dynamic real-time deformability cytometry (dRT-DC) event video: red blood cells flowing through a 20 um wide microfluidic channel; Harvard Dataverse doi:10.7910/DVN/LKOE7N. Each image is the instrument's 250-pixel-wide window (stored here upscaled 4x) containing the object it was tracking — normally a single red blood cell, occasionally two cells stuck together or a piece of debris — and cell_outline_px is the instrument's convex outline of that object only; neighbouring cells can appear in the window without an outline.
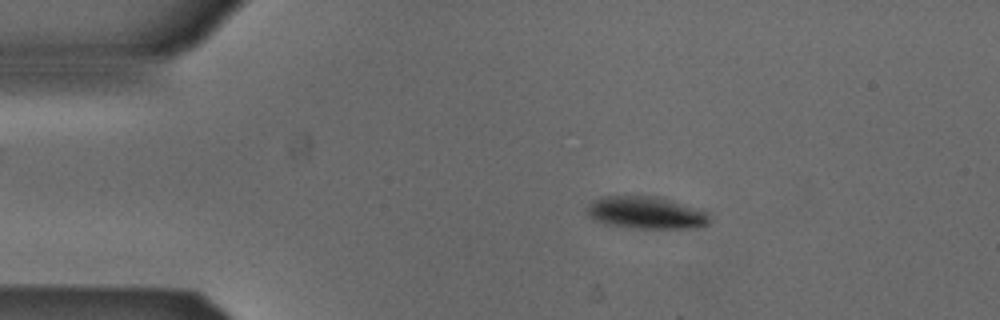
{"species": "Egyptian fruit bat (a non-hibernating species)", "species_latin": "Rousettus aegyptiacus", "temperature_condition": "cold", "stored_images_in_passage": 52, "camera_frame_rate_fps": 3000, "um_per_image_px": 0.085, "animal": {"sex": "male"}, "frame": {"image": 1, "passage_image": 9, "time_ms": 2.667, "image_size_px": [1000, 320], "cell_outline_px": [[712, 220], [708, 224], [696, 228], [636, 228], [604, 224], [588, 216], [584, 208], [588, 204], [600, 196], [656, 196], [672, 200], [712, 212]], "centroid_in_image_um": [54.96, 18.07], "position_along_channel_um": 30.0, "area_um2": 23.64}}
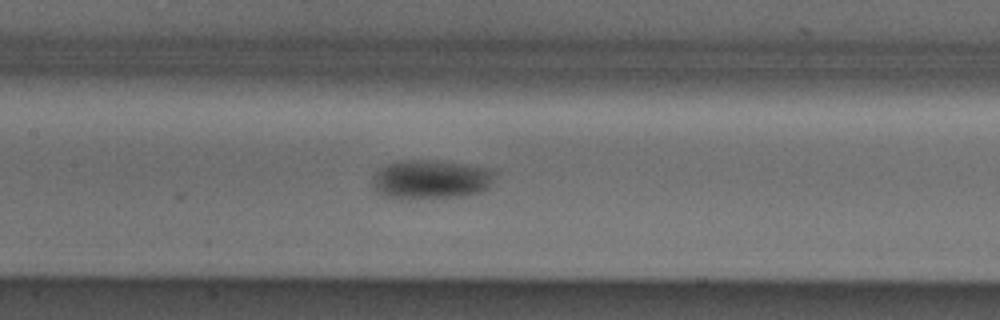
{"frame": {"image": 2, "passage_image": 24, "time_ms": 7.667, "image_size_px": [1000, 320], "cell_outline_px": [[496, 172], [492, 184], [488, 188], [480, 192], [464, 196], [408, 200], [400, 200], [384, 196], [376, 192], [372, 176], [380, 168], [388, 164], [404, 160], [432, 160], [488, 168]], "centroid_in_image_um": [36.61, 15.28], "position_along_channel_um": 170.8, "area_um2": 28.21}}
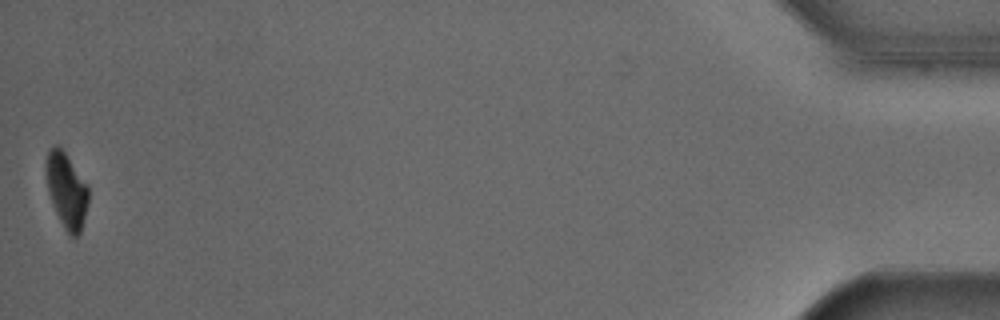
{"frame": {"image": 3, "passage_image": 52, "time_ms": 17.0, "image_size_px": [1000, 320], "cell_outline_px": [[88, 204], [80, 232], [76, 236], [72, 236], [64, 228], [56, 212], [48, 192], [44, 168], [48, 152], [56, 144], [64, 152], [88, 184]], "centroid_in_image_um": [5.65, 16.16], "position_along_channel_um": 429.6, "area_um2": 18.32}, "authors_computed_cell_mechanics": {"area_um2": 23.6691, "velocity_mm_per_s": 3.8469, "shape_relaxation_time_tau1_ms": 3.0831, "shape_relaxation_time_tau2_ms": null, "deformation_change_tau1": 0.0758, "deformation_change_tau2": null}}